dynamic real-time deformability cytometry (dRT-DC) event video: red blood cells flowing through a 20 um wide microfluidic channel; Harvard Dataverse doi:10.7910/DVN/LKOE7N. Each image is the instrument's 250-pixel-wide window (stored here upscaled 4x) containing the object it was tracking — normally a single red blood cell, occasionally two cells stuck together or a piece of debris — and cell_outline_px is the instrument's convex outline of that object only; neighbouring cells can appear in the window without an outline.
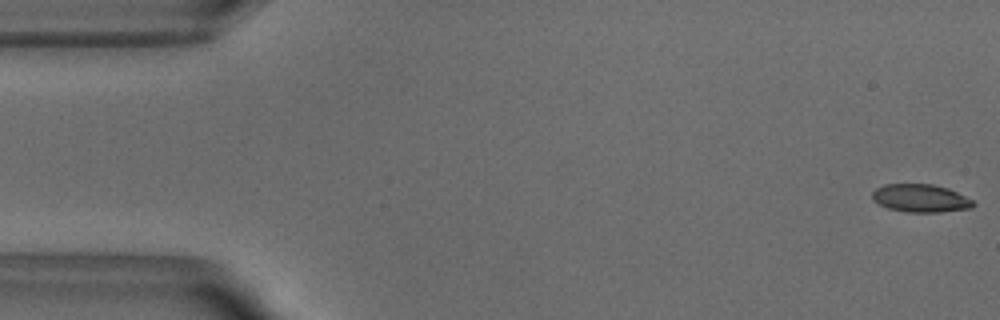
{"species": "common noctule bat (a hibernating species)", "species_latin": "Nyctalus noctula", "temperature_condition": "warm", "stored_images_in_passage": 52, "camera_frame_rate_fps": 3000, "um_per_image_px": 0.085, "animal": {"sex": "male", "body_mass_g": 18.8}, "frame": {"image": 1, "passage_image": 1, "time_ms": 0.0, "image_size_px": [1000, 320], "cell_outline_px": [[976, 204], [972, 208], [940, 212], [908, 212], [888, 208], [872, 200], [872, 192], [876, 188], [884, 184], [932, 184], [948, 188], [972, 200]], "centroid_in_image_um": [78.24, 16.85], "position_along_channel_um": 6.8, "area_um2": 16.42}}
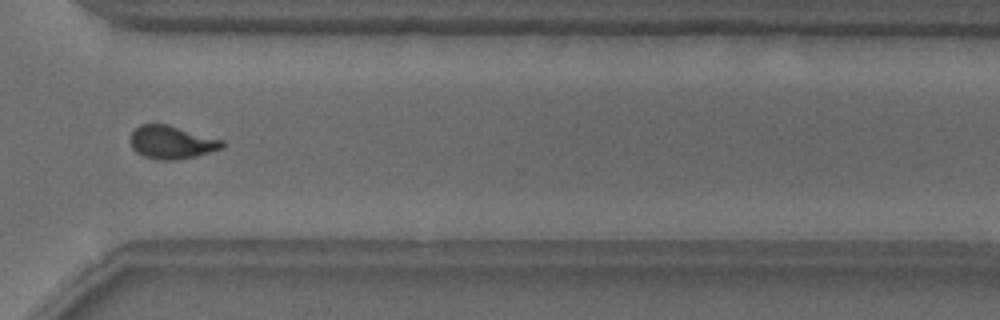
{"frame": {"image": 2, "passage_image": 38, "time_ms": 12.333, "image_size_px": [1000, 320], "cell_outline_px": [[224, 148], [196, 156], [176, 160], [160, 160], [144, 156], [136, 152], [132, 148], [132, 132], [140, 124], [168, 124], [224, 140]], "centroid_in_image_um": [14.63, 12.09], "position_along_channel_um": 356.0, "area_um2": 17.69}}
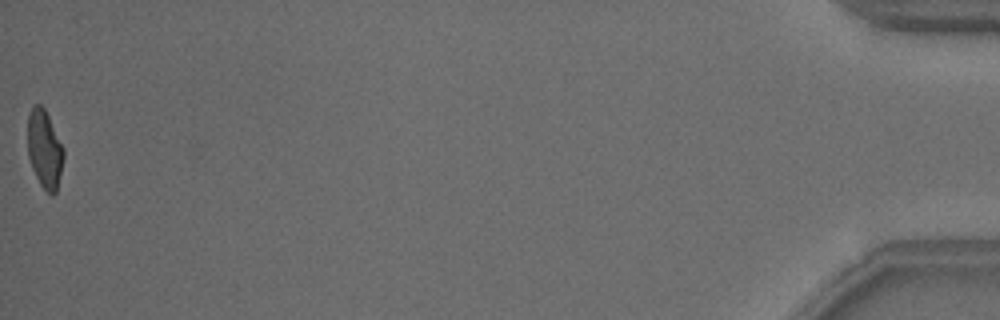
{"frame": {"image": 3, "passage_image": 52, "time_ms": 17.0, "image_size_px": [1000, 320], "cell_outline_px": [[64, 156], [56, 192], [52, 196], [40, 184], [32, 168], [28, 156], [28, 112], [32, 104], [40, 104], [44, 108], [64, 148]], "centroid_in_image_um": [3.77, 12.65], "position_along_channel_um": 431.4, "area_um2": 16.3}, "authors_computed_cell_mechanics": {"area_um2": 17.3978, "velocity_mm_per_s": 3.8493, "shape_relaxation_time_tau1_ms": 4.2453, "shape_relaxation_time_tau2_ms": 1.1838, "deformation_change_tau1": 0.1778, "deformation_change_tau2": 0.0636}}